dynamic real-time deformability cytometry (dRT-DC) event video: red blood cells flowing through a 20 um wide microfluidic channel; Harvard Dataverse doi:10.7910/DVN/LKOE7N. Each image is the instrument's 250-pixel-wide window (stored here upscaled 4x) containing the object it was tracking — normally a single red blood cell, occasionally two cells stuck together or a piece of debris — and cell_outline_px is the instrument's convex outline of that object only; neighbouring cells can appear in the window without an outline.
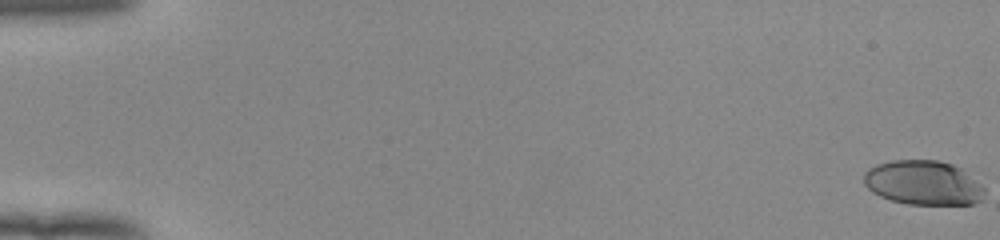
{"species": "human", "species_latin": "Homo sapiens", "temperature_condition": "room temperature", "stored_images_in_passage": 20, "camera_frame_rate_fps": 3000, "um_per_image_px": 0.085, "donor": {"sex": "female"}, "frame": {"image": 1, "passage_image": 1, "time_ms": 0.0, "image_size_px": [1000, 240], "cell_outline_px": [[984, 192], [980, 200], [972, 204], [908, 204], [892, 200], [880, 196], [872, 192], [864, 184], [864, 172], [868, 168], [876, 164], [892, 160], [936, 160], [952, 164], [960, 168], [980, 184], [984, 188]], "centroid_in_image_um": [78.43, 15.53], "position_along_channel_um": 6.6, "area_um2": 31.04}}